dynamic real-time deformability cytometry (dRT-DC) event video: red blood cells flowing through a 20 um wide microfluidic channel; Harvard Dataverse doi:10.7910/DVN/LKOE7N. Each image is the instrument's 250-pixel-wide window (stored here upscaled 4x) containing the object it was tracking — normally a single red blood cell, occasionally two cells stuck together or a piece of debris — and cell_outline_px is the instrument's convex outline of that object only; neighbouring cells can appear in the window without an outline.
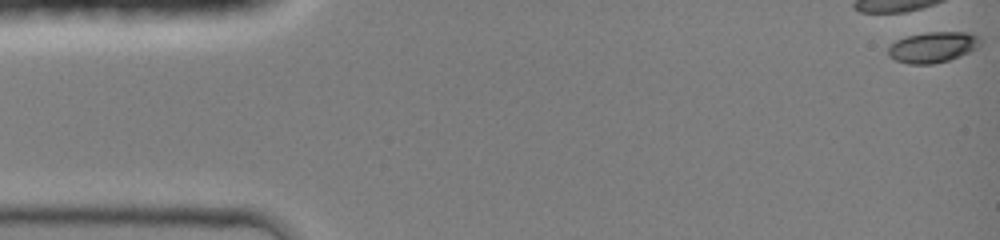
{"species": "common noctule bat (a hibernating species)", "species_latin": "Nyctalus noctula", "temperature_condition": "room temperature", "stored_images_in_passage": 4, "camera_frame_rate_fps": 3000, "um_per_image_px": 0.085, "animal": {"sex": "female", "body_mass_g": 19.0, "forearm_length_mm": 51.5}, "frame": {"image": 1, "passage_image": 1, "time_ms": 0.0, "image_size_px": [1000, 240], "cell_outline_px": [[984, 40], [980, 48], [960, 56], [948, 60], [932, 64], [908, 64], [896, 60], [888, 56], [888, 48], [896, 40], [908, 36], [928, 32], [968, 32], [980, 36]], "centroid_in_image_um": [79.37, 4.0], "position_along_channel_um": 5.6, "area_um2": 16.76}}